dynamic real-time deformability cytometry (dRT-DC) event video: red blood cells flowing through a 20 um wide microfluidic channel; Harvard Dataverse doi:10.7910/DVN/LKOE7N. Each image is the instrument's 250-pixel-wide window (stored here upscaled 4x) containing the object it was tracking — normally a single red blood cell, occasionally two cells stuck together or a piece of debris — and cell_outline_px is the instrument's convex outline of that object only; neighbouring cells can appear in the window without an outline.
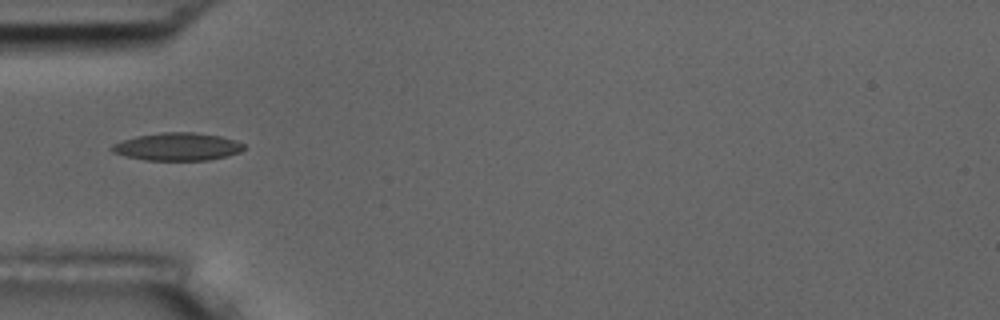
{"species": "common noctule bat (a hibernating species)", "species_latin": "Nyctalus noctula", "temperature_condition": "room temperature", "stored_images_in_passage": 6, "camera_frame_rate_fps": 3000, "um_per_image_px": 0.085, "animal": {"sex": "male", "body_mass_g": 17.5, "forearm_length_mm": 52.3}, "frame": {"image": 1, "passage_image": 5, "time_ms": 4.667, "image_size_px": [1000, 320], "cell_outline_px": [[244, 148], [240, 152], [228, 156], [208, 160], [144, 160], [112, 152], [108, 148], [112, 144], [136, 136], [164, 132], [192, 132], [220, 136], [236, 140], [244, 144]], "centroid_in_image_um": [15.09, 12.47], "position_along_channel_um": 69.9, "area_um2": 21.33}}